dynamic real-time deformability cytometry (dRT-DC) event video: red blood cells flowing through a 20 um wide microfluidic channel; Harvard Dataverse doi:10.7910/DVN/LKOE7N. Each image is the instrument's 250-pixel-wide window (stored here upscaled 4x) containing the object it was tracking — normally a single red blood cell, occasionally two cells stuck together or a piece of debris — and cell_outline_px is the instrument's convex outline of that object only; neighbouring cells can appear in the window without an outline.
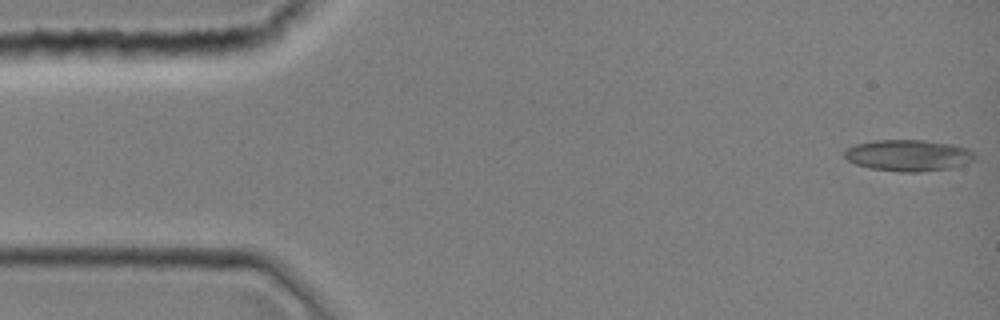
{"species": "common noctule bat (a hibernating species)", "species_latin": "Nyctalus noctula", "temperature_condition": "room temperature", "stored_images_in_passage": 43, "camera_frame_rate_fps": 3000, "um_per_image_px": 0.085, "animal": {"sex": "female", "body_mass_g": 19.0, "forearm_length_mm": 51.5}, "frame": {"image": 1, "passage_image": 1, "time_ms": 0.0, "image_size_px": [1000, 320], "cell_outline_px": [[976, 160], [968, 164], [952, 168], [920, 172], [900, 172], [872, 168], [856, 164], [848, 160], [844, 156], [844, 152], [848, 148], [856, 144], [876, 140], [924, 140], [952, 144], [976, 152]], "centroid_in_image_um": [77.28, 13.21], "position_along_channel_um": 7.7, "area_um2": 23.99}}
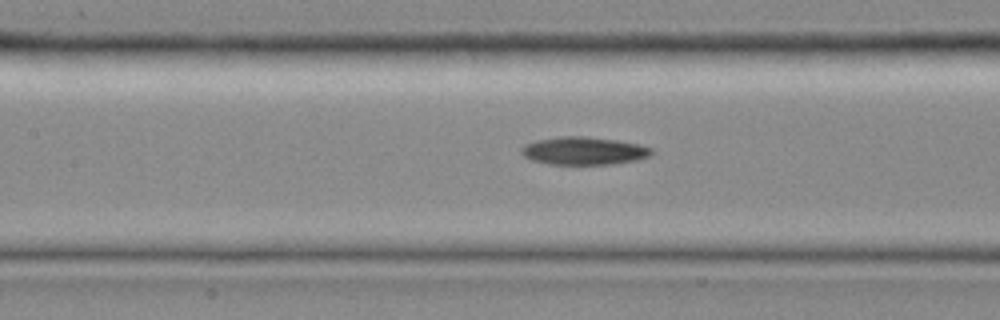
{"frame": {"image": 2, "passage_image": 19, "time_ms": 6.0, "image_size_px": [1000, 320], "cell_outline_px": [[652, 152], [648, 156], [636, 160], [612, 164], [548, 164], [532, 160], [524, 156], [520, 152], [520, 148], [524, 144], [536, 140], [560, 136], [584, 136], [616, 140], [640, 144], [652, 148]], "centroid_in_image_um": [49.58, 12.81], "position_along_channel_um": 157.8, "area_um2": 21.15}}
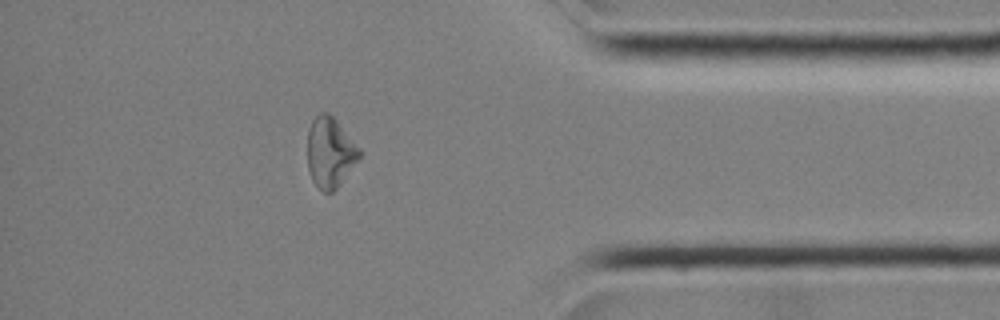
{"frame": {"image": 3, "passage_image": 37, "time_ms": 12.0, "image_size_px": [1000, 320], "cell_outline_px": [[364, 152], [340, 184], [332, 192], [324, 192], [312, 180], [308, 168], [308, 128], [312, 120], [320, 112], [328, 112], [336, 120]], "centroid_in_image_um": [28.07, 12.94], "position_along_channel_um": 407.1, "area_um2": 21.27}}